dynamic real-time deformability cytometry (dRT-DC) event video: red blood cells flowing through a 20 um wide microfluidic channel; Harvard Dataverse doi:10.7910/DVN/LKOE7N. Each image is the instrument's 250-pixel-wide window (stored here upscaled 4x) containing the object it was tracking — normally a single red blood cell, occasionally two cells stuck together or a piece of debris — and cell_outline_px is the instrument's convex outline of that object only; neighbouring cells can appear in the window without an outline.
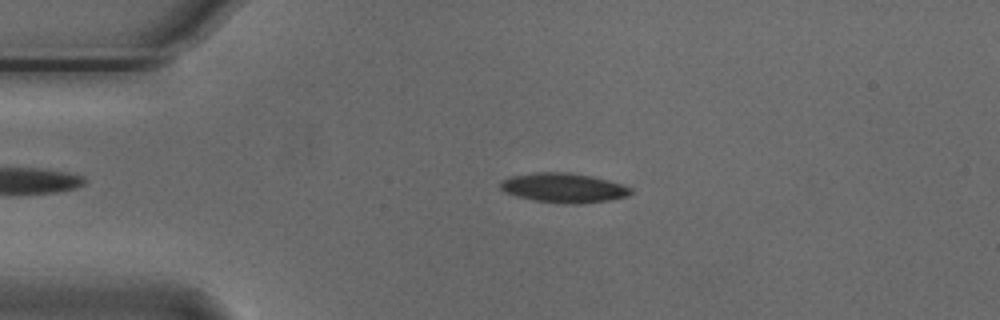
{"species": "Egyptian fruit bat (a non-hibernating species)", "species_latin": "Rousettus aegyptiacus", "temperature_condition": "cold", "stored_images_in_passage": 46, "camera_frame_rate_fps": 3000, "um_per_image_px": 0.085, "animal": {"sex": "male"}, "frame": {"image": 1, "passage_image": 11, "time_ms": 3.333, "image_size_px": [1000, 320], "cell_outline_px": [[632, 192], [628, 196], [608, 200], [580, 204], [564, 204], [532, 200], [516, 196], [504, 192], [500, 188], [500, 180], [508, 176], [536, 172], [568, 172], [592, 176], [624, 184], [632, 188]], "centroid_in_image_um": [47.89, 15.96], "position_along_channel_um": 37.1, "area_um2": 22.77}}
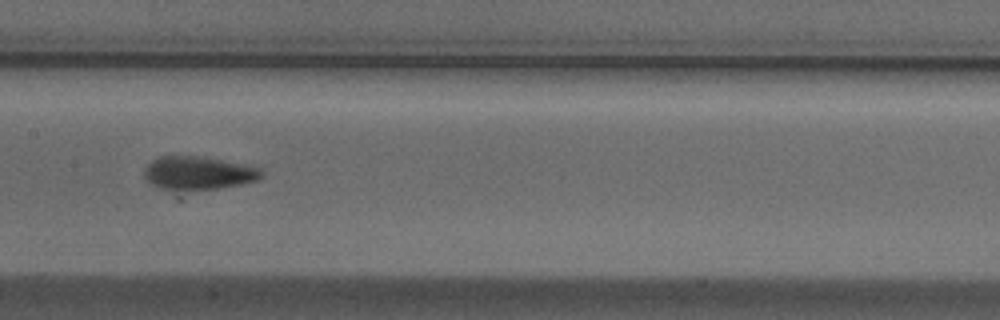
{"frame": {"image": 2, "passage_image": 26, "time_ms": 8.333, "image_size_px": [1000, 320], "cell_outline_px": [[264, 176], [256, 180], [240, 184], [220, 188], [192, 192], [160, 188], [152, 184], [144, 176], [144, 172], [148, 164], [152, 160], [160, 156], [196, 156], [244, 164], [260, 168], [264, 172]], "centroid_in_image_um": [16.86, 14.73], "position_along_channel_um": 190.5, "area_um2": 22.89}}
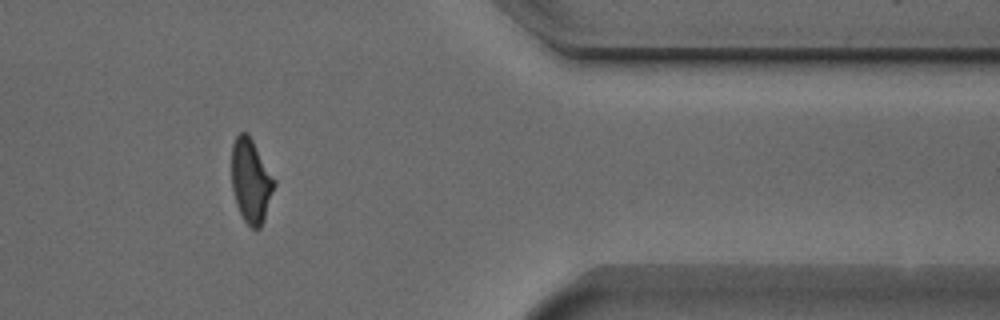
{"frame": {"image": 3, "passage_image": 44, "time_ms": 14.333, "image_size_px": [1000, 320], "cell_outline_px": [[276, 184], [264, 220], [260, 228], [252, 228], [244, 220], [236, 204], [232, 188], [232, 144], [236, 136], [240, 132], [248, 132], [276, 180]], "centroid_in_image_um": [21.34, 15.35], "position_along_channel_um": 390.1, "area_um2": 20.92}, "authors_computed_cell_mechanics": {"area_um2": 21.9351, "velocity_mm_per_s": 3.7265, "shape_relaxation_time_tau1_ms": 4.2988, "shape_relaxation_time_tau2_ms": 1.8289, "deformation_change_tau1": 0.1608, "deformation_change_tau2": 0.0779}}